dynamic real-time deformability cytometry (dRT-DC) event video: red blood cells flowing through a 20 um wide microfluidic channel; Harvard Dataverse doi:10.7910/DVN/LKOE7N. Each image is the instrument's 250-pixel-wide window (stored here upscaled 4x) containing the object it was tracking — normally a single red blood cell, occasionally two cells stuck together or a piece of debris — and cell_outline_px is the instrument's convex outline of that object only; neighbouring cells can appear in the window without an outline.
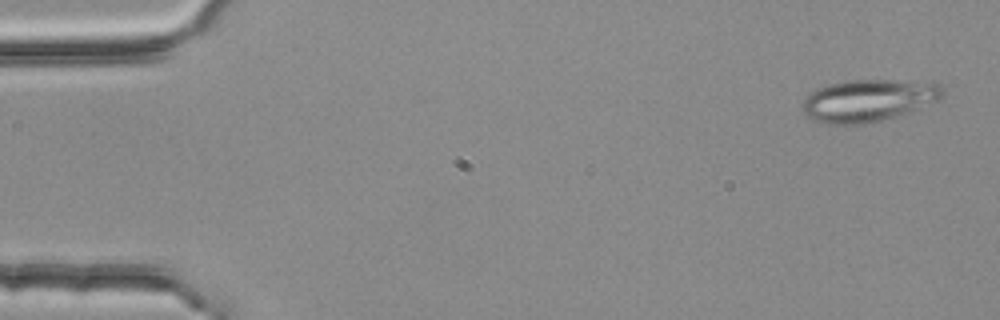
{"species": "common noctule bat (a hibernating species)", "species_latin": "Nyctalus noctula", "temperature_condition": "room temperature", "stored_images_in_passage": 4, "camera_frame_rate_fps": 3000, "um_per_image_px": 0.085, "animal": {"sex": "female", "body_mass_g": 25.1}, "frame": {"image": 1, "passage_image": 1, "time_ms": 0.0, "image_size_px": [1000, 320], "cell_outline_px": [[944, 92], [940, 100], [896, 116], [864, 124], [828, 124], [812, 120], [804, 112], [804, 100], [816, 88], [828, 84], [844, 80], [892, 80], [940, 84], [944, 88]], "centroid_in_image_um": [73.8, 8.53], "position_along_channel_um": 11.2, "area_um2": 34.16}}